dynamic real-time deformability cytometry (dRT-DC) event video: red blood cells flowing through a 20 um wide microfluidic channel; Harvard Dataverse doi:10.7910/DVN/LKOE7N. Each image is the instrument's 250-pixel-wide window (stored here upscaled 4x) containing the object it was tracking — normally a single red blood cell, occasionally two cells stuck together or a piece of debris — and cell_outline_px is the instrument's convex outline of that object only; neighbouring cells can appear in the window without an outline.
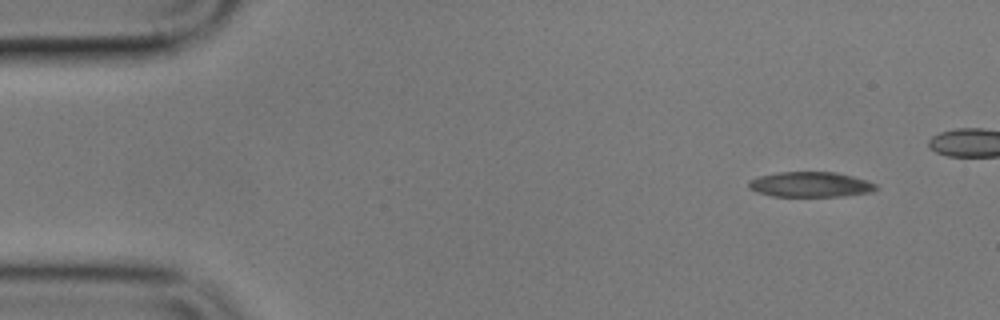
{"species": "common noctule bat (a hibernating species)", "species_latin": "Nyctalus noctula", "temperature_condition": "cold", "stored_images_in_passage": 17, "camera_frame_rate_fps": 3000, "um_per_image_px": 0.085, "animal": {"sex": "male", "body_mass_g": 17.9}, "frame": {"image": 1, "passage_image": 1, "time_ms": 0.0, "image_size_px": [1000, 320], "cell_outline_px": [[880, 188], [872, 192], [844, 196], [772, 196], [756, 192], [748, 188], [748, 180], [760, 176], [780, 172], [836, 172], [868, 180], [876, 184]], "centroid_in_image_um": [68.91, 15.68], "position_along_channel_um": 16.1, "area_um2": 18.84}}
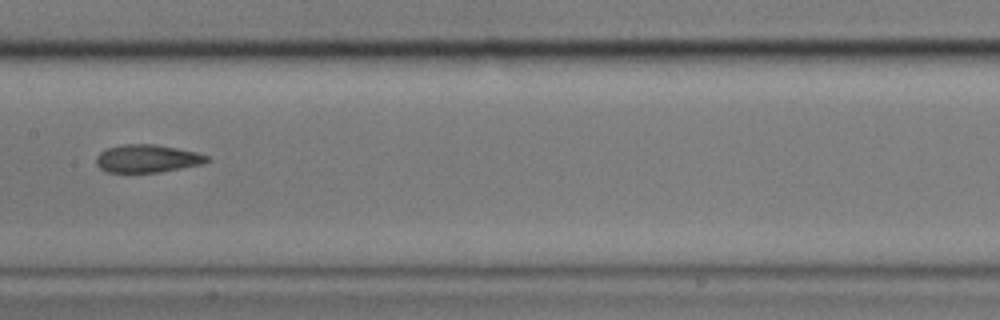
{"frame": {"image": 2, "passage_image": 8, "time_ms": 10.333, "image_size_px": [1000, 320], "cell_outline_px": [[212, 160], [204, 164], [160, 172], [108, 172], [100, 168], [96, 164], [96, 156], [100, 152], [108, 148], [124, 144], [156, 144], [196, 152], [208, 156]], "centroid_in_image_um": [12.55, 13.48], "position_along_channel_um": 194.9, "area_um2": 18.03}, "authors_computed_cell_mechanics": {"area_um2": 18.9006, "velocity_mm_per_s": 3.3824, "shape_relaxation_time_tau1_ms": 5.5479, "shape_relaxation_time_tau2_ms": null, "deformation_change_tau1": 0.153, "deformation_change_tau2": null}}